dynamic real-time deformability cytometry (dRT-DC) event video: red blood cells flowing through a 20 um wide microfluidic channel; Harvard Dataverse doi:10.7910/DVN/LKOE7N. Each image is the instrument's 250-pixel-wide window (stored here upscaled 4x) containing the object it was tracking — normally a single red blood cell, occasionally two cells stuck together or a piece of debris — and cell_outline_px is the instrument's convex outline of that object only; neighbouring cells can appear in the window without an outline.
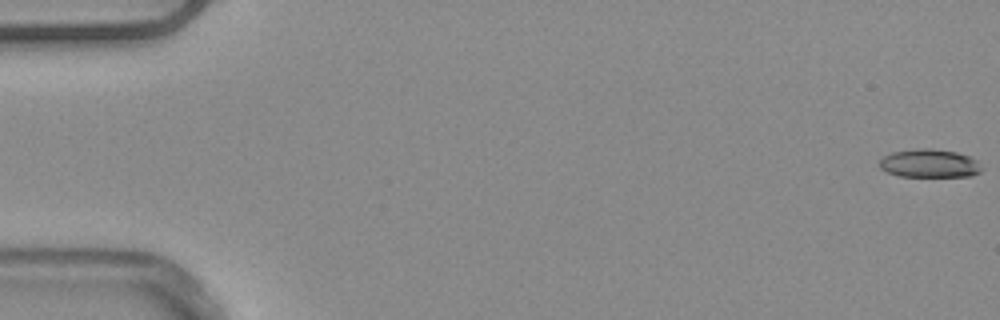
{"species": "common noctule bat (a hibernating species)", "species_latin": "Nyctalus noctula", "temperature_condition": "warm", "stored_images_in_passage": 35, "camera_frame_rate_fps": 3000, "um_per_image_px": 0.085, "animal": {"sex": "male", "body_mass_g": 20.4}, "frame": {"image": 1, "passage_image": 1, "time_ms": 0.0, "image_size_px": [1000, 320], "cell_outline_px": [[984, 168], [980, 172], [972, 176], [900, 176], [888, 172], [880, 168], [880, 160], [884, 156], [892, 152], [916, 148], [932, 148], [956, 152], [968, 156], [976, 160]], "centroid_in_image_um": [79.03, 13.88], "position_along_channel_um": 6.0, "area_um2": 16.88}}